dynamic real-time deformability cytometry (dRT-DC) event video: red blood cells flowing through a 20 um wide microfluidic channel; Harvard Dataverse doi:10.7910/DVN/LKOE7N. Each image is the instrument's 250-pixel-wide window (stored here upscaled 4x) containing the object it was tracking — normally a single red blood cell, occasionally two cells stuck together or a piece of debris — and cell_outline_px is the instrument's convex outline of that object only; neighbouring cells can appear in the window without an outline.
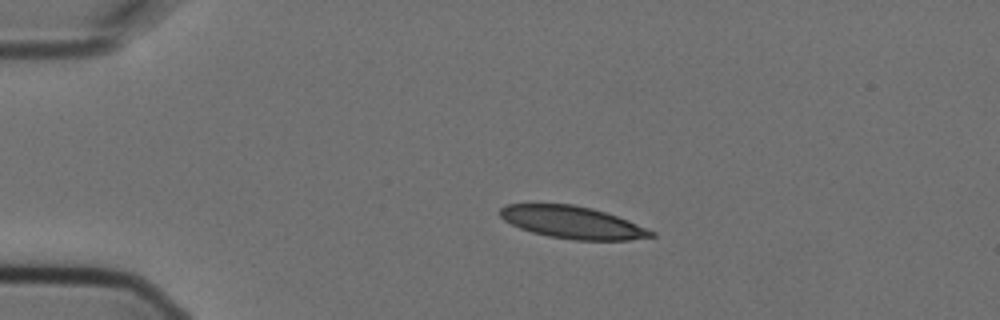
{"species": "Egyptian fruit bat (a non-hibernating species)", "species_latin": "Rousettus aegyptiacus", "temperature_condition": "cold", "stored_images_in_passage": 5, "camera_frame_rate_fps": 3000, "um_per_image_px": 0.085, "animal": {"sex": "female"}, "frame": {"image": 1, "passage_image": 3, "time_ms": 0.667, "image_size_px": [1000, 320], "cell_outline_px": [[656, 236], [628, 240], [576, 240], [548, 236], [532, 232], [520, 228], [504, 220], [500, 216], [500, 208], [504, 204], [572, 204], [592, 208], [628, 220], [656, 232]], "centroid_in_image_um": [48.66, 18.9], "position_along_channel_um": 36.3, "area_um2": 28.32}}